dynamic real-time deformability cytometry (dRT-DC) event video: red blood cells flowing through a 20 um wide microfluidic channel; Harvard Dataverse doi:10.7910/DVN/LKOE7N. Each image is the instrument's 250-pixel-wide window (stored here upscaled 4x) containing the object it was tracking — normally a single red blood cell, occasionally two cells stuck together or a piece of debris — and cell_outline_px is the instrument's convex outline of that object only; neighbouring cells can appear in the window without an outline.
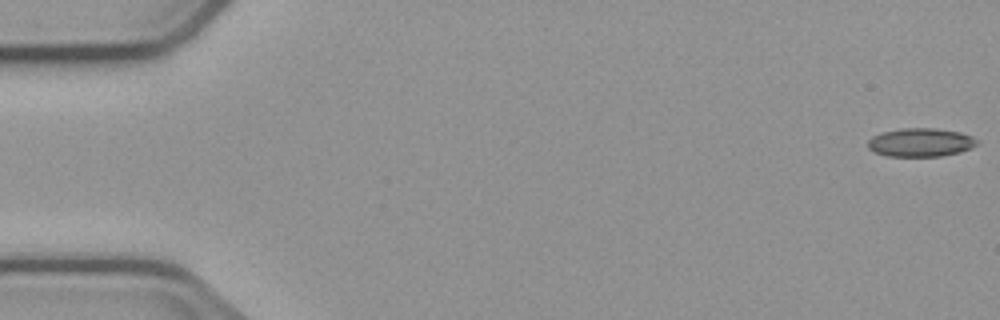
{"species": "common noctule bat (a hibernating species)", "species_latin": "Nyctalus noctula", "temperature_condition": "cold", "stored_images_in_passage": 5, "camera_frame_rate_fps": 3000, "um_per_image_px": 0.085, "animal": {"sex": "male", "body_mass_g": 23.1, "forearm_length_mm": 52.7}, "frame": {"image": 1, "passage_image": 1, "time_ms": 0.0, "image_size_px": [1000, 320], "cell_outline_px": [[980, 140], [972, 148], [960, 152], [940, 156], [888, 156], [872, 152], [868, 148], [868, 140], [872, 136], [884, 132], [900, 128], [936, 128], [960, 132], [972, 136]], "centroid_in_image_um": [78.26, 12.1], "position_along_channel_um": 6.7, "area_um2": 18.26}}
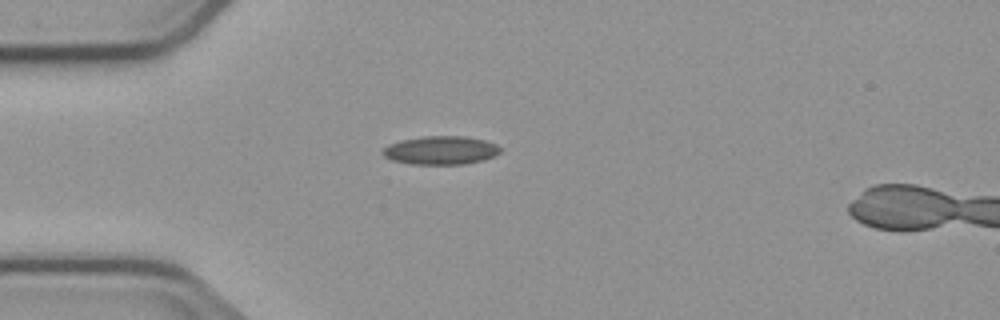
{"frame": {"image": 2, "passage_image": 4, "time_ms": 4.667, "image_size_px": [1000, 320], "cell_outline_px": [[500, 152], [496, 156], [484, 160], [464, 164], [412, 164], [392, 160], [384, 156], [380, 152], [388, 144], [400, 140], [424, 136], [464, 136], [484, 140], [496, 144], [500, 148]], "centroid_in_image_um": [37.46, 12.77], "position_along_channel_um": 47.5, "area_um2": 19.59}}